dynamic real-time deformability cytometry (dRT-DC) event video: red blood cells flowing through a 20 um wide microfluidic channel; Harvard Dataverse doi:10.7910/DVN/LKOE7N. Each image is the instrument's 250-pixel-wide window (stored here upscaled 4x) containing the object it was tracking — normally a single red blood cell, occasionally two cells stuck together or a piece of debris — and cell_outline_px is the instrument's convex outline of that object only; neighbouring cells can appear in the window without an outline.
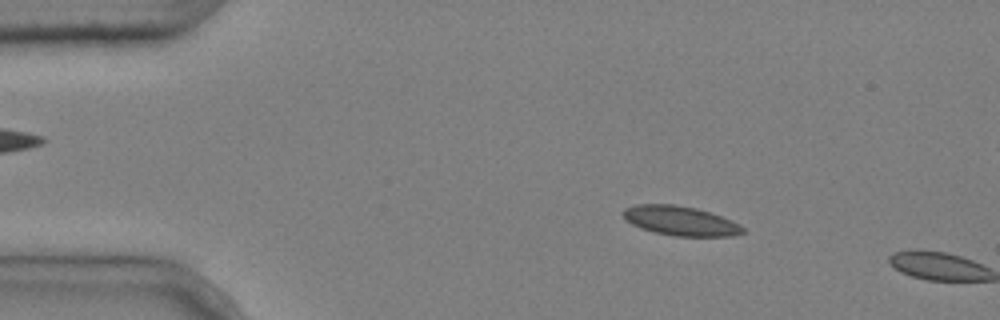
{"species": "common noctule bat (a hibernating species)", "species_latin": "Nyctalus noctula", "temperature_condition": "cold", "stored_images_in_passage": 3, "camera_frame_rate_fps": 3000, "um_per_image_px": 0.085, "animal": {"sex": "male", "body_mass_g": 20.4}, "frame": {"image": 1, "passage_image": 2, "time_ms": 0.333, "image_size_px": [1000, 320], "cell_outline_px": [[744, 232], [732, 236], [676, 236], [656, 232], [640, 228], [624, 220], [620, 212], [624, 208], [636, 204], [672, 204], [696, 208], [732, 220], [740, 224], [744, 228]], "centroid_in_image_um": [57.79, 18.76], "position_along_channel_um": 27.2, "area_um2": 20.58}}